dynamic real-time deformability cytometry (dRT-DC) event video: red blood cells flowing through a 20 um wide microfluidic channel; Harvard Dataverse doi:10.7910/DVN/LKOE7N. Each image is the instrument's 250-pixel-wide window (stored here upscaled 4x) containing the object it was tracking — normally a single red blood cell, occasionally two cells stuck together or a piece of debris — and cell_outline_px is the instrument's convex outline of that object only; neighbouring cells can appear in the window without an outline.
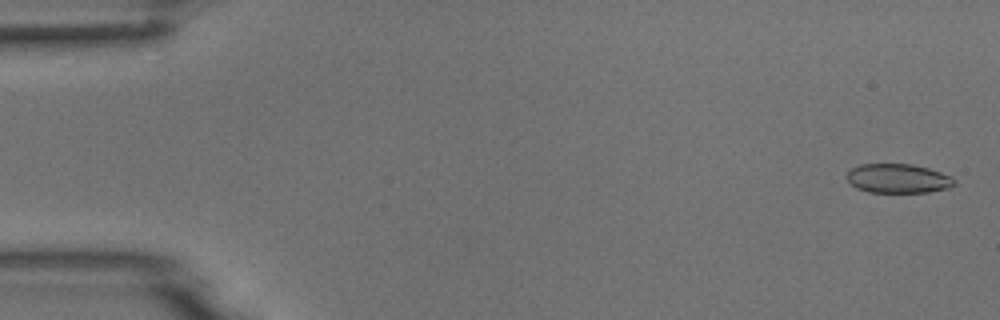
{"species": "common noctule bat (a hibernating species)", "species_latin": "Nyctalus noctula", "temperature_condition": "room temperature", "stored_images_in_passage": 53, "camera_frame_rate_fps": 3000, "um_per_image_px": 0.085, "animal": {"sex": "male", "body_mass_g": 18.8}, "frame": {"image": 1, "passage_image": 2, "time_ms": 0.333, "image_size_px": [1000, 320], "cell_outline_px": [[956, 184], [948, 188], [928, 192], [868, 192], [856, 188], [848, 180], [848, 172], [852, 168], [860, 164], [912, 164], [928, 168], [952, 176], [956, 180]], "centroid_in_image_um": [76.37, 15.17], "position_along_channel_um": 8.6, "area_um2": 18.26}}
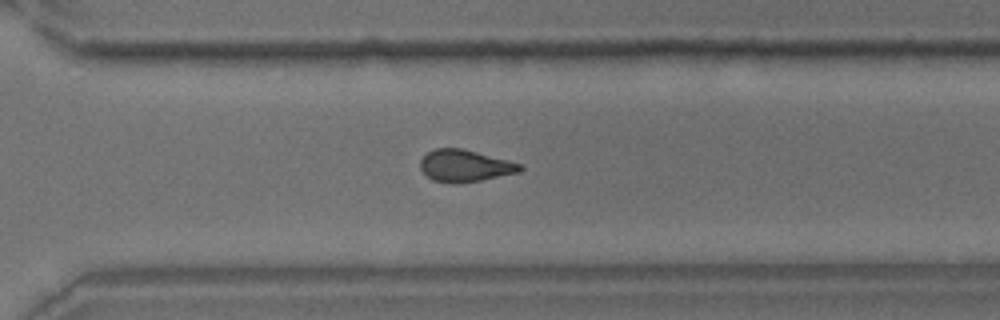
{"frame": {"image": 2, "passage_image": 38, "time_ms": 12.333, "image_size_px": [1000, 320], "cell_outline_px": [[524, 168], [520, 172], [480, 180], [456, 184], [452, 184], [432, 180], [420, 168], [420, 160], [428, 152], [436, 148], [460, 148], [508, 160], [520, 164]], "centroid_in_image_um": [39.5, 14.1], "position_along_channel_um": 331.1, "area_um2": 18.44}}
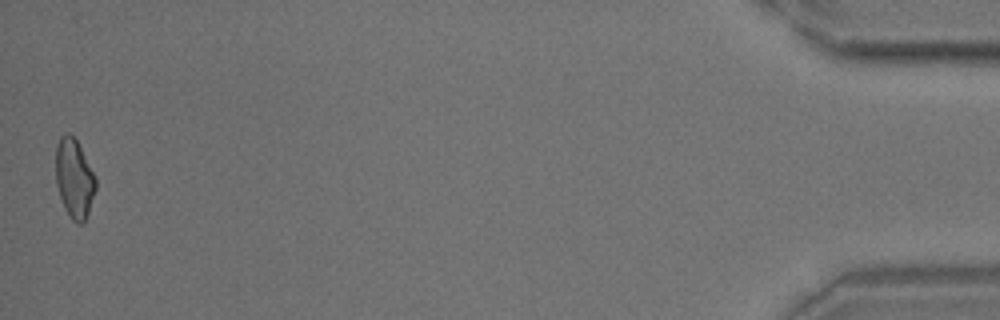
{"frame": {"image": 3, "passage_image": 53, "time_ms": 17.333, "image_size_px": [1000, 320], "cell_outline_px": [[96, 188], [88, 212], [84, 220], [80, 224], [76, 224], [68, 216], [64, 208], [56, 184], [56, 144], [60, 136], [68, 132], [76, 140], [96, 180]], "centroid_in_image_um": [6.28, 15.19], "position_along_channel_um": 428.9, "area_um2": 18.09}}